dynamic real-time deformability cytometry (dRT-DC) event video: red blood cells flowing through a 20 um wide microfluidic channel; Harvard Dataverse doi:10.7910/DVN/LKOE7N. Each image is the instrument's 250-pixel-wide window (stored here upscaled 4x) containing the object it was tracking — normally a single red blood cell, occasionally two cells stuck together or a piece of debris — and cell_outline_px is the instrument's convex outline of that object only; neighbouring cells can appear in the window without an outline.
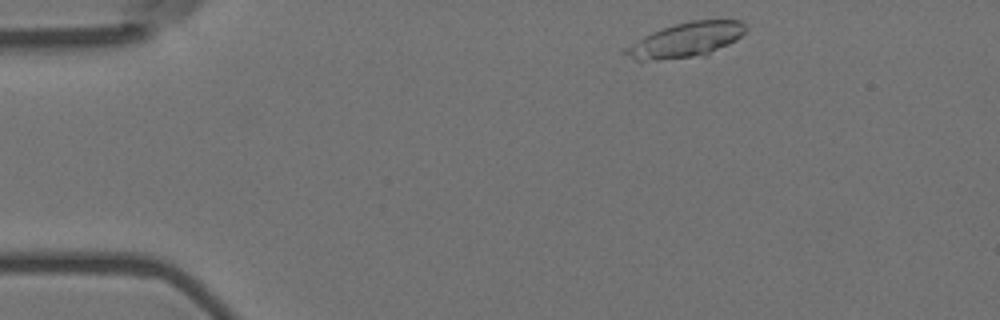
{"species": "Egyptian fruit bat (a non-hibernating species)", "species_latin": "Rousettus aegyptiacus", "temperature_condition": "room temperature", "stored_images_in_passage": 4, "camera_frame_rate_fps": 3000, "um_per_image_px": 0.085, "animal": {"sex": "female"}, "frame": {"image": 1, "passage_image": 1, "time_ms": 0.0, "image_size_px": [1000, 320], "cell_outline_px": [[744, 32], [736, 40], [704, 56], [656, 60], [636, 60], [620, 52], [624, 48], [644, 36], [652, 32], [676, 24], [692, 20], [740, 20], [744, 24]], "centroid_in_image_um": [58.27, 3.4], "position_along_channel_um": 26.7, "area_um2": 23.99}}
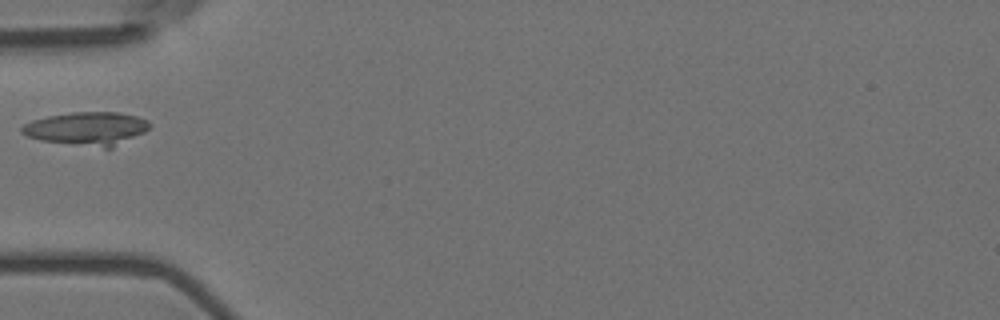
{"frame": {"image": 2, "passage_image": 4, "time_ms": 1.0, "image_size_px": [1000, 320], "cell_outline_px": [[152, 124], [144, 132], [112, 148], [104, 148], [40, 140], [28, 136], [20, 132], [20, 128], [24, 124], [32, 120], [48, 116], [72, 112], [116, 112], [136, 116], [148, 120]], "centroid_in_image_um": [7.39, 10.92], "position_along_channel_um": 77.6, "area_um2": 24.68}}